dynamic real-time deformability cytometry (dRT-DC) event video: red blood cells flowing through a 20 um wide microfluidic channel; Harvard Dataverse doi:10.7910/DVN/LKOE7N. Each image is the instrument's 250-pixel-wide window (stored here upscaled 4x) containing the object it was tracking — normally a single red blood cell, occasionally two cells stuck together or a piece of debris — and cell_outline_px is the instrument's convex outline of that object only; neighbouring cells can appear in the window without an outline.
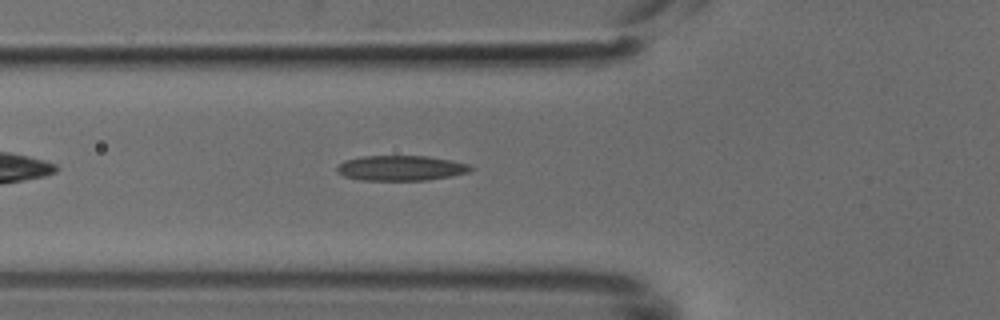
{"species": "common noctule bat (a hibernating species)", "species_latin": "Nyctalus noctula", "temperature_condition": "cold", "stored_images_in_passage": 38, "camera_frame_rate_fps": 3000, "um_per_image_px": 0.085, "animal": {"sex": "male", "body_mass_g": 18.8}, "frame": {"image": 1, "passage_image": 6, "time_ms": 1.667, "image_size_px": [1000, 320], "cell_outline_px": [[476, 168], [468, 172], [452, 176], [428, 180], [360, 180], [344, 176], [336, 172], [336, 168], [344, 160], [360, 156], [428, 156], [468, 164]], "centroid_in_image_um": [34.06, 14.29], "position_along_channel_um": 91.7, "area_um2": 19.65}}
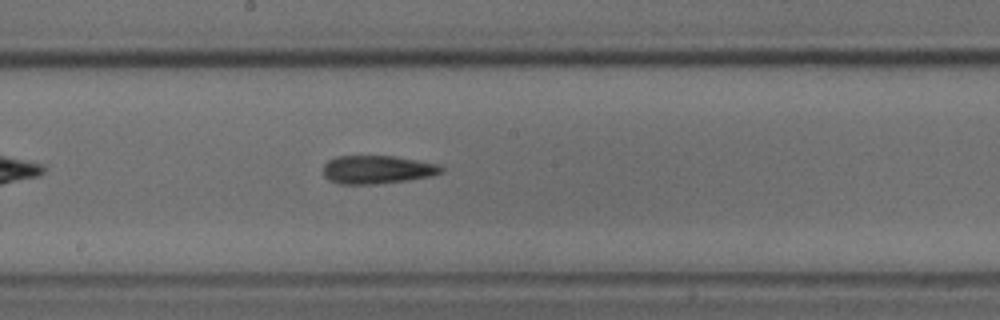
{"frame": {"image": 2, "passage_image": 15, "time_ms": 4.667, "image_size_px": [1000, 320], "cell_outline_px": [[444, 168], [440, 172], [432, 176], [408, 180], [376, 184], [340, 184], [328, 180], [324, 176], [324, 164], [328, 160], [336, 156], [396, 156], [436, 164]], "centroid_in_image_um": [32.02, 14.42], "position_along_channel_um": 216.2, "area_um2": 19.42}}
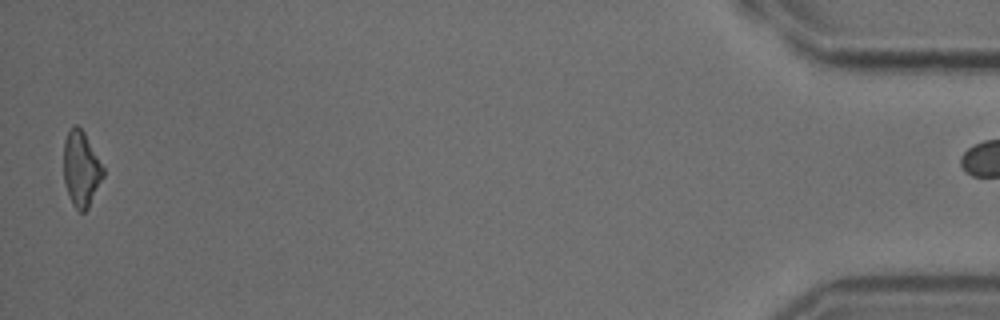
{"frame": {"image": 3, "passage_image": 37, "time_ms": 12.0, "image_size_px": [1000, 320], "cell_outline_px": [[104, 176], [88, 208], [84, 212], [80, 212], [72, 204], [64, 180], [64, 140], [68, 132], [76, 124], [84, 132], [104, 168]], "centroid_in_image_um": [6.9, 14.37], "position_along_channel_um": 428.3, "area_um2": 17.11}}